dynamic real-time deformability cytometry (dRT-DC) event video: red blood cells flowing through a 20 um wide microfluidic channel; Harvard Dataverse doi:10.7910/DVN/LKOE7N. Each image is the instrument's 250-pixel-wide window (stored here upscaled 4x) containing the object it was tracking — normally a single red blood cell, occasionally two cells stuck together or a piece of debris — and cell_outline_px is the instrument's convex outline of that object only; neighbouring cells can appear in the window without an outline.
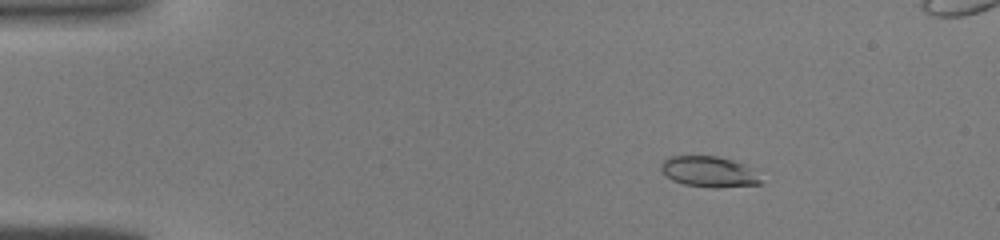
{"species": "common noctule bat (a hibernating species)", "species_latin": "Nyctalus noctula", "temperature_condition": "warm", "stored_images_in_passage": 45, "segment_of_instrument_passage": [1, 2], "camera_frame_rate_fps": 3000, "um_per_image_px": 0.085, "animal": {"sex": "male", "body_mass_g": 19.0, "forearm_length_mm": 50.8}, "frame": {"image": 1, "passage_image": 7, "time_ms": 2.0, "image_size_px": [1000, 240], "cell_outline_px": [[760, 184], [716, 188], [712, 188], [684, 184], [672, 180], [660, 172], [660, 164], [668, 156], [716, 156], [732, 160], [756, 168], [760, 180]], "centroid_in_image_um": [60.26, 14.59], "position_along_channel_um": 24.7, "area_um2": 18.15}}
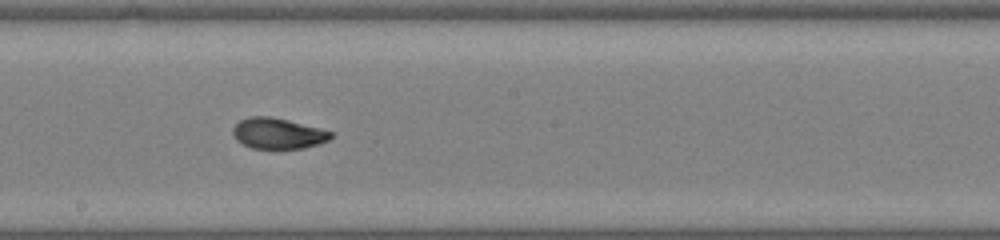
{"frame": {"image": 2, "passage_image": 25, "time_ms": 8.0, "image_size_px": [1000, 240], "cell_outline_px": [[336, 132], [328, 140], [320, 144], [304, 148], [252, 148], [236, 140], [232, 132], [232, 128], [240, 120], [248, 116], [268, 116], [288, 120]], "centroid_in_image_um": [23.64, 11.33], "position_along_channel_um": 224.6, "area_um2": 17.63}}
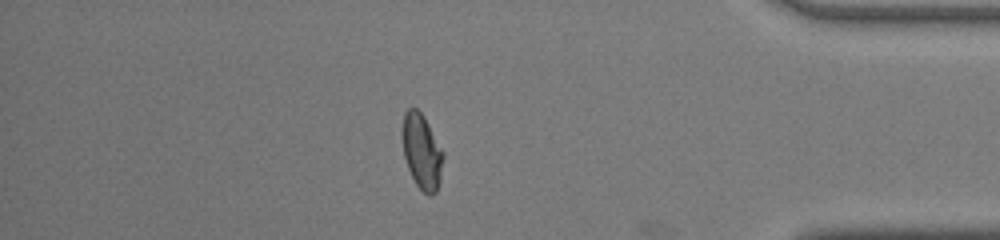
{"frame": {"image": 3, "passage_image": 38, "time_ms": 12.333, "image_size_px": [1000, 240], "cell_outline_px": [[444, 156], [440, 180], [436, 192], [432, 196], [428, 196], [416, 184], [408, 168], [404, 156], [400, 132], [404, 112], [408, 108], [416, 108], [424, 116], [444, 152]], "centroid_in_image_um": [35.84, 12.85], "position_along_channel_um": 399.4, "area_um2": 18.21}}